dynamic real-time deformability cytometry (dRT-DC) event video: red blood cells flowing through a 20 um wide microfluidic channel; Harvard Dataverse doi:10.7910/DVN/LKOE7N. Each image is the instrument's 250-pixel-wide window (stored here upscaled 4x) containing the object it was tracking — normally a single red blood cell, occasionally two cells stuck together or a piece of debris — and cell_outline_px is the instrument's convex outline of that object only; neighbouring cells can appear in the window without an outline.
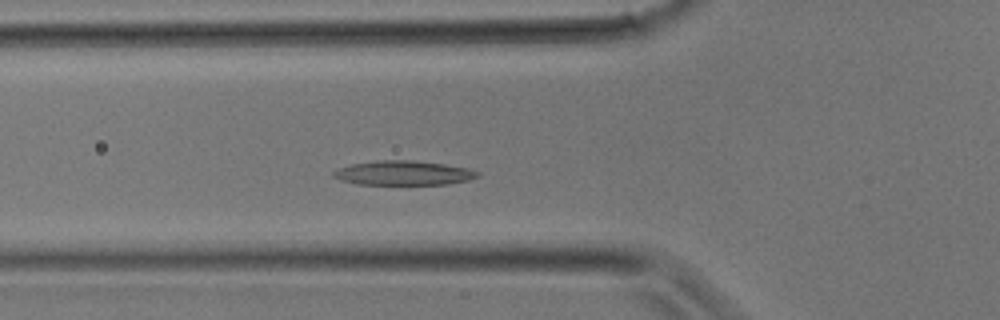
{"species": "common noctule bat (a hibernating species)", "species_latin": "Nyctalus noctula", "temperature_condition": "room temperature", "stored_images_in_passage": 30, "camera_frame_rate_fps": 3000, "um_per_image_px": 0.085, "animal": {"sex": "male", "body_mass_g": 17.9}, "frame": {"image": 1, "passage_image": 9, "time_ms": 2.667, "image_size_px": [1000, 320], "cell_outline_px": [[480, 176], [468, 180], [448, 184], [356, 184], [340, 180], [332, 176], [332, 172], [340, 168], [352, 164], [380, 160], [416, 160], [444, 164], [468, 168], [480, 172]], "centroid_in_image_um": [34.31, 14.7], "position_along_channel_um": 91.5, "area_um2": 20.46}}
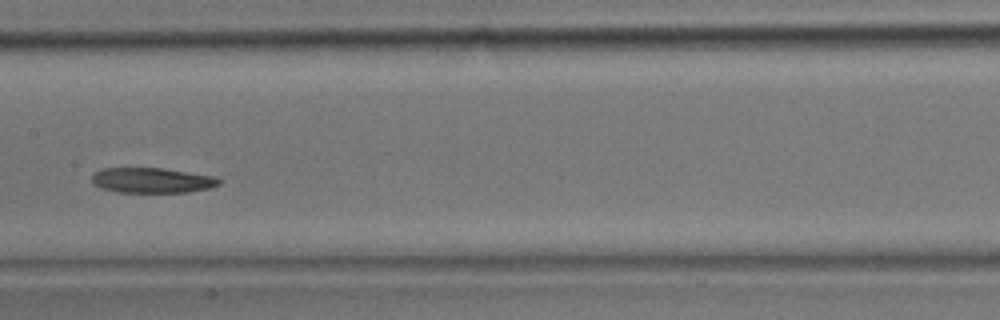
{"frame": {"image": 2, "passage_image": 14, "time_ms": 4.333, "image_size_px": [1000, 320], "cell_outline_px": [[220, 184], [212, 188], [188, 192], [116, 192], [100, 188], [92, 184], [92, 176], [100, 168], [160, 168], [216, 176], [220, 180]], "centroid_in_image_um": [12.92, 15.33], "position_along_channel_um": 194.5, "area_um2": 18.79}}
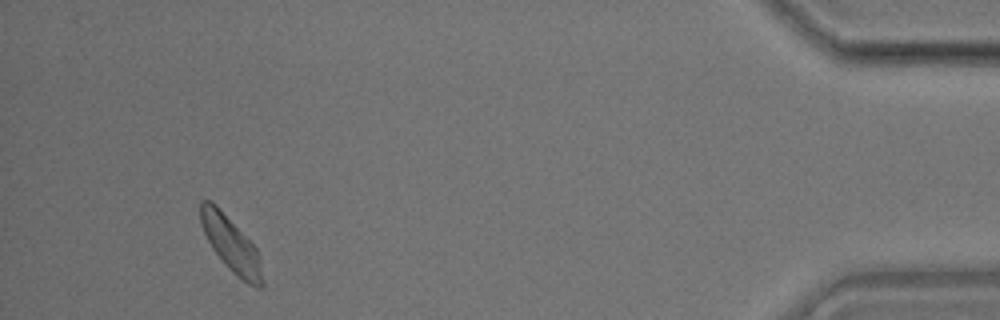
{"frame": {"image": 3, "passage_image": 28, "time_ms": 9.0, "image_size_px": [1000, 320], "cell_outline_px": [[264, 284], [260, 288], [248, 284], [240, 280], [224, 264], [212, 248], [200, 224], [200, 200], [212, 200], [216, 204], [256, 248]], "centroid_in_image_um": [19.6, 20.76], "position_along_channel_um": 415.6, "area_um2": 19.59}}